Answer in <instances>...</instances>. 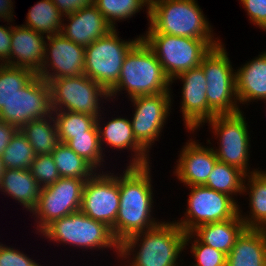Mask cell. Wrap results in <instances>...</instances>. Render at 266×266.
I'll use <instances>...</instances> for the list:
<instances>
[{"mask_svg": "<svg viewBox=\"0 0 266 266\" xmlns=\"http://www.w3.org/2000/svg\"><path fill=\"white\" fill-rule=\"evenodd\" d=\"M123 167L125 169L119 171L120 205L115 225L111 229L119 243L164 221L153 215L155 189L152 185V165Z\"/></svg>", "mask_w": 266, "mask_h": 266, "instance_id": "obj_1", "label": "cell"}, {"mask_svg": "<svg viewBox=\"0 0 266 266\" xmlns=\"http://www.w3.org/2000/svg\"><path fill=\"white\" fill-rule=\"evenodd\" d=\"M185 236L173 220L164 219L155 228L133 234L120 243L121 264L116 265L187 266L182 258L186 252Z\"/></svg>", "mask_w": 266, "mask_h": 266, "instance_id": "obj_2", "label": "cell"}, {"mask_svg": "<svg viewBox=\"0 0 266 266\" xmlns=\"http://www.w3.org/2000/svg\"><path fill=\"white\" fill-rule=\"evenodd\" d=\"M123 91L128 100L143 95L173 93L171 80L142 38L126 55L118 83L108 92L110 104L111 101H118V97L124 94Z\"/></svg>", "mask_w": 266, "mask_h": 266, "instance_id": "obj_3", "label": "cell"}, {"mask_svg": "<svg viewBox=\"0 0 266 266\" xmlns=\"http://www.w3.org/2000/svg\"><path fill=\"white\" fill-rule=\"evenodd\" d=\"M149 8L148 29L143 34L222 40L197 0H150Z\"/></svg>", "mask_w": 266, "mask_h": 266, "instance_id": "obj_4", "label": "cell"}, {"mask_svg": "<svg viewBox=\"0 0 266 266\" xmlns=\"http://www.w3.org/2000/svg\"><path fill=\"white\" fill-rule=\"evenodd\" d=\"M38 235L47 239L49 244L53 242L54 246L62 245L63 248L68 245L70 249L77 248L78 251L80 248L86 253L100 250L103 254L109 253L110 249L116 255L114 260L119 261L120 243L114 238L111 228L81 211L52 221Z\"/></svg>", "mask_w": 266, "mask_h": 266, "instance_id": "obj_5", "label": "cell"}, {"mask_svg": "<svg viewBox=\"0 0 266 266\" xmlns=\"http://www.w3.org/2000/svg\"><path fill=\"white\" fill-rule=\"evenodd\" d=\"M246 118L243 110L234 114L215 115L206 123L218 145L212 144L211 138L206 141L211 144L218 161L237 167L249 175L261 168H252L250 164L252 137Z\"/></svg>", "mask_w": 266, "mask_h": 266, "instance_id": "obj_6", "label": "cell"}, {"mask_svg": "<svg viewBox=\"0 0 266 266\" xmlns=\"http://www.w3.org/2000/svg\"><path fill=\"white\" fill-rule=\"evenodd\" d=\"M230 60L226 45H220L202 59L209 105V120L215 115L234 114L242 111L236 93V69Z\"/></svg>", "mask_w": 266, "mask_h": 266, "instance_id": "obj_7", "label": "cell"}, {"mask_svg": "<svg viewBox=\"0 0 266 266\" xmlns=\"http://www.w3.org/2000/svg\"><path fill=\"white\" fill-rule=\"evenodd\" d=\"M141 38L154 52L170 80L182 72L200 66L211 49L223 42L166 34H142Z\"/></svg>", "mask_w": 266, "mask_h": 266, "instance_id": "obj_8", "label": "cell"}, {"mask_svg": "<svg viewBox=\"0 0 266 266\" xmlns=\"http://www.w3.org/2000/svg\"><path fill=\"white\" fill-rule=\"evenodd\" d=\"M118 28L113 29L85 48L84 74L109 92L117 83L126 55L141 39H121Z\"/></svg>", "mask_w": 266, "mask_h": 266, "instance_id": "obj_9", "label": "cell"}, {"mask_svg": "<svg viewBox=\"0 0 266 266\" xmlns=\"http://www.w3.org/2000/svg\"><path fill=\"white\" fill-rule=\"evenodd\" d=\"M52 111H73L98 117L109 93L85 74L50 80ZM102 103V104H101Z\"/></svg>", "mask_w": 266, "mask_h": 266, "instance_id": "obj_10", "label": "cell"}, {"mask_svg": "<svg viewBox=\"0 0 266 266\" xmlns=\"http://www.w3.org/2000/svg\"><path fill=\"white\" fill-rule=\"evenodd\" d=\"M186 211L173 221L185 232L190 233L199 225L225 221L239 213V203L231 196L215 191L205 185L188 186Z\"/></svg>", "mask_w": 266, "mask_h": 266, "instance_id": "obj_11", "label": "cell"}, {"mask_svg": "<svg viewBox=\"0 0 266 266\" xmlns=\"http://www.w3.org/2000/svg\"><path fill=\"white\" fill-rule=\"evenodd\" d=\"M87 179L60 177L54 184L41 188L37 207L31 212L34 233L39 234L52 221L80 211Z\"/></svg>", "mask_w": 266, "mask_h": 266, "instance_id": "obj_12", "label": "cell"}, {"mask_svg": "<svg viewBox=\"0 0 266 266\" xmlns=\"http://www.w3.org/2000/svg\"><path fill=\"white\" fill-rule=\"evenodd\" d=\"M174 99L172 93H159L128 100L130 107H134L130 118L133 134L150 154L152 146L161 139L164 126L168 124Z\"/></svg>", "mask_w": 266, "mask_h": 266, "instance_id": "obj_13", "label": "cell"}, {"mask_svg": "<svg viewBox=\"0 0 266 266\" xmlns=\"http://www.w3.org/2000/svg\"><path fill=\"white\" fill-rule=\"evenodd\" d=\"M115 171H96L86 180L80 207L82 213L111 229L120 205L119 172Z\"/></svg>", "mask_w": 266, "mask_h": 266, "instance_id": "obj_14", "label": "cell"}, {"mask_svg": "<svg viewBox=\"0 0 266 266\" xmlns=\"http://www.w3.org/2000/svg\"><path fill=\"white\" fill-rule=\"evenodd\" d=\"M52 113L49 84L36 75L2 107L0 119L20 130L26 123Z\"/></svg>", "mask_w": 266, "mask_h": 266, "instance_id": "obj_15", "label": "cell"}, {"mask_svg": "<svg viewBox=\"0 0 266 266\" xmlns=\"http://www.w3.org/2000/svg\"><path fill=\"white\" fill-rule=\"evenodd\" d=\"M105 111H107V109H103V112L96 120L99 132V142L103 154L106 156L105 152L108 151V147L109 149L111 148L115 151H120V154L121 151L123 153L127 151V154L130 151L127 156V158H130L128 159V162L125 163L126 166H144L152 164L150 162L152 161L151 159H153L150 157L151 154L136 140L133 134L130 118L122 115L119 116L118 113L116 117L112 116L110 119ZM106 115L108 116V119ZM106 119L109 121H106Z\"/></svg>", "mask_w": 266, "mask_h": 266, "instance_id": "obj_16", "label": "cell"}, {"mask_svg": "<svg viewBox=\"0 0 266 266\" xmlns=\"http://www.w3.org/2000/svg\"><path fill=\"white\" fill-rule=\"evenodd\" d=\"M85 48L61 33L47 36L42 69L37 73L45 81L84 74Z\"/></svg>", "mask_w": 266, "mask_h": 266, "instance_id": "obj_17", "label": "cell"}, {"mask_svg": "<svg viewBox=\"0 0 266 266\" xmlns=\"http://www.w3.org/2000/svg\"><path fill=\"white\" fill-rule=\"evenodd\" d=\"M177 80L183 84L182 96H179L181 97L179 111L183 117L186 133L188 131L198 132L209 121V105L206 97L207 82L203 69L198 66L180 73L171 80V88Z\"/></svg>", "mask_w": 266, "mask_h": 266, "instance_id": "obj_18", "label": "cell"}, {"mask_svg": "<svg viewBox=\"0 0 266 266\" xmlns=\"http://www.w3.org/2000/svg\"><path fill=\"white\" fill-rule=\"evenodd\" d=\"M188 133L189 139L178 151L180 153L177 154L178 159L172 174L183 184V187L204 185L218 159L208 141L205 143L206 147L192 136L197 134V131L195 133L188 131Z\"/></svg>", "mask_w": 266, "mask_h": 266, "instance_id": "obj_19", "label": "cell"}, {"mask_svg": "<svg viewBox=\"0 0 266 266\" xmlns=\"http://www.w3.org/2000/svg\"><path fill=\"white\" fill-rule=\"evenodd\" d=\"M113 29L98 8L91 5L65 15L61 34L86 48L95 40L108 35Z\"/></svg>", "mask_w": 266, "mask_h": 266, "instance_id": "obj_20", "label": "cell"}, {"mask_svg": "<svg viewBox=\"0 0 266 266\" xmlns=\"http://www.w3.org/2000/svg\"><path fill=\"white\" fill-rule=\"evenodd\" d=\"M47 37L23 25H12L10 57L4 63L36 74L42 69Z\"/></svg>", "mask_w": 266, "mask_h": 266, "instance_id": "obj_21", "label": "cell"}, {"mask_svg": "<svg viewBox=\"0 0 266 266\" xmlns=\"http://www.w3.org/2000/svg\"><path fill=\"white\" fill-rule=\"evenodd\" d=\"M246 62L236 67V93L242 109L245 104L266 101V50Z\"/></svg>", "mask_w": 266, "mask_h": 266, "instance_id": "obj_22", "label": "cell"}, {"mask_svg": "<svg viewBox=\"0 0 266 266\" xmlns=\"http://www.w3.org/2000/svg\"><path fill=\"white\" fill-rule=\"evenodd\" d=\"M41 187L30 169H5L0 181V193L31 212L37 207ZM4 192V193H3Z\"/></svg>", "mask_w": 266, "mask_h": 266, "instance_id": "obj_23", "label": "cell"}, {"mask_svg": "<svg viewBox=\"0 0 266 266\" xmlns=\"http://www.w3.org/2000/svg\"><path fill=\"white\" fill-rule=\"evenodd\" d=\"M242 196L250 210L243 212L239 201L240 218L246 228L259 229L266 222V169L245 176Z\"/></svg>", "mask_w": 266, "mask_h": 266, "instance_id": "obj_24", "label": "cell"}, {"mask_svg": "<svg viewBox=\"0 0 266 266\" xmlns=\"http://www.w3.org/2000/svg\"><path fill=\"white\" fill-rule=\"evenodd\" d=\"M226 266H266V236L246 228L227 255Z\"/></svg>", "mask_w": 266, "mask_h": 266, "instance_id": "obj_25", "label": "cell"}, {"mask_svg": "<svg viewBox=\"0 0 266 266\" xmlns=\"http://www.w3.org/2000/svg\"><path fill=\"white\" fill-rule=\"evenodd\" d=\"M246 229L239 213L232 219L199 225L192 233L203 243L228 255Z\"/></svg>", "mask_w": 266, "mask_h": 266, "instance_id": "obj_26", "label": "cell"}, {"mask_svg": "<svg viewBox=\"0 0 266 266\" xmlns=\"http://www.w3.org/2000/svg\"><path fill=\"white\" fill-rule=\"evenodd\" d=\"M20 131L32 146L35 155L52 154L60 143L53 115L32 120L26 123Z\"/></svg>", "mask_w": 266, "mask_h": 266, "instance_id": "obj_27", "label": "cell"}, {"mask_svg": "<svg viewBox=\"0 0 266 266\" xmlns=\"http://www.w3.org/2000/svg\"><path fill=\"white\" fill-rule=\"evenodd\" d=\"M64 15L51 0H40L28 10L24 24L43 35L61 33Z\"/></svg>", "mask_w": 266, "mask_h": 266, "instance_id": "obj_28", "label": "cell"}, {"mask_svg": "<svg viewBox=\"0 0 266 266\" xmlns=\"http://www.w3.org/2000/svg\"><path fill=\"white\" fill-rule=\"evenodd\" d=\"M245 176L237 167L217 161L204 185L231 196L238 203L237 198L243 194Z\"/></svg>", "mask_w": 266, "mask_h": 266, "instance_id": "obj_29", "label": "cell"}, {"mask_svg": "<svg viewBox=\"0 0 266 266\" xmlns=\"http://www.w3.org/2000/svg\"><path fill=\"white\" fill-rule=\"evenodd\" d=\"M77 155L87 161L96 171H107V156L103 151L99 142V132L95 124L86 134L74 135L66 143ZM106 157V158H105ZM105 158V159H104ZM107 163V164H106Z\"/></svg>", "mask_w": 266, "mask_h": 266, "instance_id": "obj_30", "label": "cell"}, {"mask_svg": "<svg viewBox=\"0 0 266 266\" xmlns=\"http://www.w3.org/2000/svg\"><path fill=\"white\" fill-rule=\"evenodd\" d=\"M94 5L114 29L118 28V23L130 20L141 10L146 12L149 20L150 0H94Z\"/></svg>", "mask_w": 266, "mask_h": 266, "instance_id": "obj_31", "label": "cell"}, {"mask_svg": "<svg viewBox=\"0 0 266 266\" xmlns=\"http://www.w3.org/2000/svg\"><path fill=\"white\" fill-rule=\"evenodd\" d=\"M60 177L89 179L96 170L77 155L66 143L60 142L51 154Z\"/></svg>", "mask_w": 266, "mask_h": 266, "instance_id": "obj_32", "label": "cell"}, {"mask_svg": "<svg viewBox=\"0 0 266 266\" xmlns=\"http://www.w3.org/2000/svg\"><path fill=\"white\" fill-rule=\"evenodd\" d=\"M60 142L67 143L74 135L86 134L97 118L89 114L73 111H53Z\"/></svg>", "mask_w": 266, "mask_h": 266, "instance_id": "obj_33", "label": "cell"}, {"mask_svg": "<svg viewBox=\"0 0 266 266\" xmlns=\"http://www.w3.org/2000/svg\"><path fill=\"white\" fill-rule=\"evenodd\" d=\"M36 75L28 68L0 64V110Z\"/></svg>", "mask_w": 266, "mask_h": 266, "instance_id": "obj_34", "label": "cell"}, {"mask_svg": "<svg viewBox=\"0 0 266 266\" xmlns=\"http://www.w3.org/2000/svg\"><path fill=\"white\" fill-rule=\"evenodd\" d=\"M1 158L5 169H30L35 153L19 130L5 148Z\"/></svg>", "mask_w": 266, "mask_h": 266, "instance_id": "obj_35", "label": "cell"}, {"mask_svg": "<svg viewBox=\"0 0 266 266\" xmlns=\"http://www.w3.org/2000/svg\"><path fill=\"white\" fill-rule=\"evenodd\" d=\"M188 249L194 258L192 265L188 266H226L227 255L203 244L192 232L185 236V250Z\"/></svg>", "mask_w": 266, "mask_h": 266, "instance_id": "obj_36", "label": "cell"}, {"mask_svg": "<svg viewBox=\"0 0 266 266\" xmlns=\"http://www.w3.org/2000/svg\"><path fill=\"white\" fill-rule=\"evenodd\" d=\"M30 171L41 188L54 184L60 178L51 154L35 155Z\"/></svg>", "mask_w": 266, "mask_h": 266, "instance_id": "obj_37", "label": "cell"}, {"mask_svg": "<svg viewBox=\"0 0 266 266\" xmlns=\"http://www.w3.org/2000/svg\"><path fill=\"white\" fill-rule=\"evenodd\" d=\"M14 246L0 242V266H44ZM36 260V261H35Z\"/></svg>", "mask_w": 266, "mask_h": 266, "instance_id": "obj_38", "label": "cell"}, {"mask_svg": "<svg viewBox=\"0 0 266 266\" xmlns=\"http://www.w3.org/2000/svg\"><path fill=\"white\" fill-rule=\"evenodd\" d=\"M243 6L249 23L266 33V0H238Z\"/></svg>", "mask_w": 266, "mask_h": 266, "instance_id": "obj_39", "label": "cell"}, {"mask_svg": "<svg viewBox=\"0 0 266 266\" xmlns=\"http://www.w3.org/2000/svg\"><path fill=\"white\" fill-rule=\"evenodd\" d=\"M7 21V25H0V64H4L10 57L12 24ZM10 25V26H9Z\"/></svg>", "mask_w": 266, "mask_h": 266, "instance_id": "obj_40", "label": "cell"}, {"mask_svg": "<svg viewBox=\"0 0 266 266\" xmlns=\"http://www.w3.org/2000/svg\"><path fill=\"white\" fill-rule=\"evenodd\" d=\"M58 10L65 16L79 9L94 5V0H51Z\"/></svg>", "mask_w": 266, "mask_h": 266, "instance_id": "obj_41", "label": "cell"}, {"mask_svg": "<svg viewBox=\"0 0 266 266\" xmlns=\"http://www.w3.org/2000/svg\"><path fill=\"white\" fill-rule=\"evenodd\" d=\"M18 131V128L0 119V157Z\"/></svg>", "mask_w": 266, "mask_h": 266, "instance_id": "obj_42", "label": "cell"}, {"mask_svg": "<svg viewBox=\"0 0 266 266\" xmlns=\"http://www.w3.org/2000/svg\"><path fill=\"white\" fill-rule=\"evenodd\" d=\"M14 0H0V17L2 20L15 21Z\"/></svg>", "mask_w": 266, "mask_h": 266, "instance_id": "obj_43", "label": "cell"}, {"mask_svg": "<svg viewBox=\"0 0 266 266\" xmlns=\"http://www.w3.org/2000/svg\"><path fill=\"white\" fill-rule=\"evenodd\" d=\"M4 170H5V167L3 165L2 158L0 157V181L2 179V175L4 173Z\"/></svg>", "mask_w": 266, "mask_h": 266, "instance_id": "obj_44", "label": "cell"}, {"mask_svg": "<svg viewBox=\"0 0 266 266\" xmlns=\"http://www.w3.org/2000/svg\"><path fill=\"white\" fill-rule=\"evenodd\" d=\"M259 230L266 236V222L259 228Z\"/></svg>", "mask_w": 266, "mask_h": 266, "instance_id": "obj_45", "label": "cell"}, {"mask_svg": "<svg viewBox=\"0 0 266 266\" xmlns=\"http://www.w3.org/2000/svg\"><path fill=\"white\" fill-rule=\"evenodd\" d=\"M1 19H2V18L0 17V22H2V21H3L4 23L7 22V20L4 21V20H1Z\"/></svg>", "mask_w": 266, "mask_h": 266, "instance_id": "obj_46", "label": "cell"}]
</instances>
